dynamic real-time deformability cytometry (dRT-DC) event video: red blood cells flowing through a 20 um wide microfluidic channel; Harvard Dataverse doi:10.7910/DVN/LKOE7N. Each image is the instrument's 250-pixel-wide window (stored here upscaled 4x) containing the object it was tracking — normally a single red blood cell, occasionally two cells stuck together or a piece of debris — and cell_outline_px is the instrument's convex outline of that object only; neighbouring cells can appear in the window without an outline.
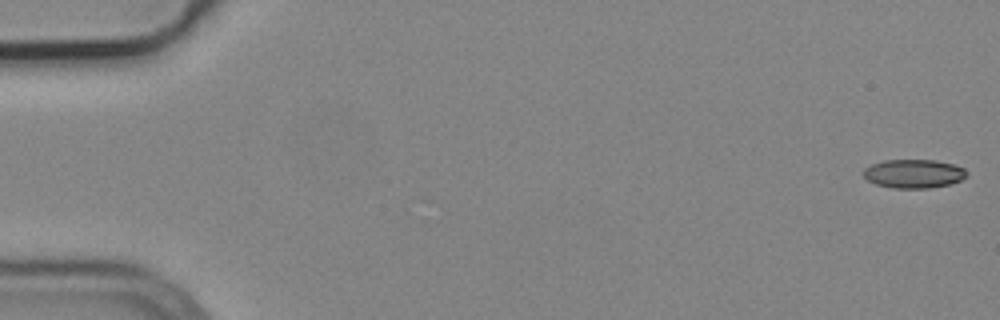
{"species": "common noctule bat (a hibernating species)", "species_latin": "Nyctalus noctula", "temperature_condition": "cold", "stored_images_in_passage": 55, "camera_frame_rate_fps": 3000, "um_per_image_px": 0.085, "animal": {"sex": "male", "body_mass_g": 19.2, "forearm_length_mm": 51.8}, "frame": {"image": 1, "passage_image": 1, "time_ms": 0.0, "image_size_px": [1000, 320], "cell_outline_px": [[968, 176], [960, 180], [948, 184], [928, 188], [892, 188], [876, 184], [868, 180], [864, 176], [864, 168], [872, 164], [884, 160], [936, 160], [952, 164], [964, 168], [968, 172]], "centroid_in_image_um": [77.68, 14.76], "position_along_channel_um": 7.3, "area_um2": 17.22}}
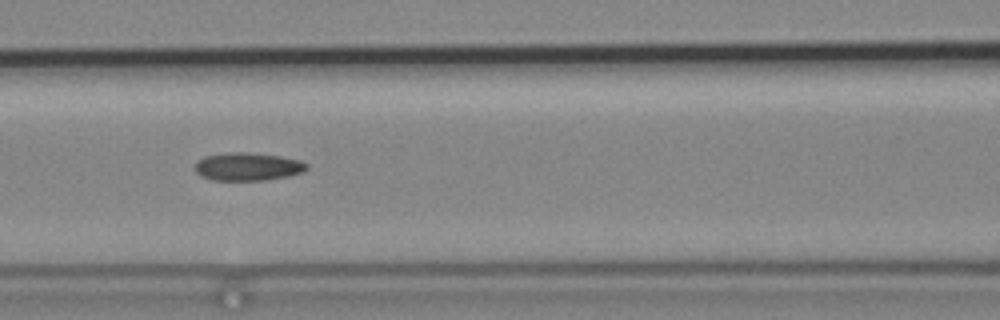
{"frame": {"image": 2, "passage_image": 24, "time_ms": 7.667, "image_size_px": [1000, 320], "cell_outline_px": [[308, 168], [304, 172], [288, 176], [264, 180], [212, 180], [200, 176], [196, 172], [196, 160], [204, 156], [232, 152], [248, 152], [280, 156], [300, 160], [308, 164]], "centroid_in_image_um": [21.06, 14.16], "position_along_channel_um": 145.5, "area_um2": 18.32}}
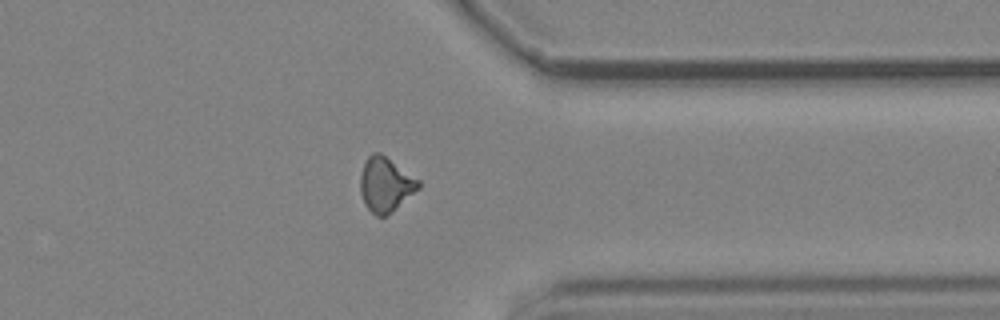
{"frame": {"image": 3, "passage_image": 43, "time_ms": 14.0, "image_size_px": [1000, 320], "cell_outline_px": [[420, 188], [392, 212], [384, 216], [376, 216], [364, 204], [360, 192], [360, 176], [364, 164], [368, 156], [372, 152], [380, 152], [420, 180]], "centroid_in_image_um": [32.77, 15.68], "position_along_channel_um": 378.6, "area_um2": 18.5}}